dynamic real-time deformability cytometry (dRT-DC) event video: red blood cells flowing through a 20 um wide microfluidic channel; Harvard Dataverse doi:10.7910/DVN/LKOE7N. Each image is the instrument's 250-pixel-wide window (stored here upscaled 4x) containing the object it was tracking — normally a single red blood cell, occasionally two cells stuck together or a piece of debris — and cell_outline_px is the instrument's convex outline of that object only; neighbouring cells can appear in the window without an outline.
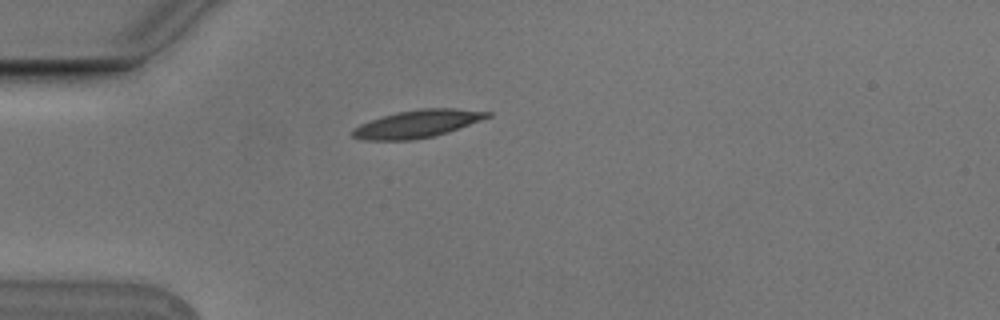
{"species": "Egyptian fruit bat (a non-hibernating species)", "species_latin": "Rousettus aegyptiacus", "temperature_condition": "cold", "stored_images_in_passage": 1, "camera_frame_rate_fps": 3000, "um_per_image_px": 0.085, "animal": {"sex": "male"}, "frame": {"image": 1, "passage_image": 1, "time_ms": 0.0, "image_size_px": [1000, 320], "cell_outline_px": [[492, 116], [448, 132], [432, 136], [412, 140], [364, 140], [352, 136], [352, 128], [360, 124], [396, 112], [420, 108], [456, 108], [492, 112]], "centroid_in_image_um": [35.49, 10.52], "position_along_channel_um": 49.5, "area_um2": 21.62}}